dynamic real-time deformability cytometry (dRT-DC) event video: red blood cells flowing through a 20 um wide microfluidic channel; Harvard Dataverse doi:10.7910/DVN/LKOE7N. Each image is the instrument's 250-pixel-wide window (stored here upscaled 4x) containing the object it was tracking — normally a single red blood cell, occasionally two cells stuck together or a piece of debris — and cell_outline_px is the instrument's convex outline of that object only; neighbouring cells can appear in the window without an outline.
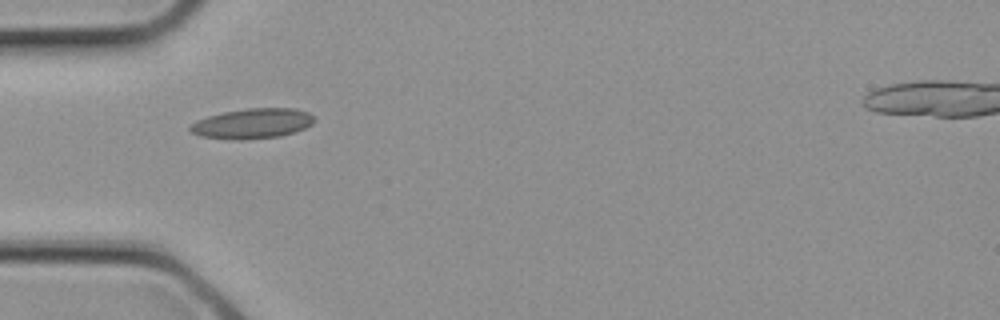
{"species": "common noctule bat (a hibernating species)", "species_latin": "Nyctalus noctula", "temperature_condition": "cold", "stored_images_in_passage": 2, "camera_frame_rate_fps": 3000, "um_per_image_px": 0.085, "animal": {"sex": "female", "body_mass_g": 21.9}, "frame": {"image": 1, "passage_image": 2, "time_ms": 0.333, "image_size_px": [1000, 320], "cell_outline_px": [[316, 120], [312, 124], [296, 132], [280, 136], [240, 140], [232, 140], [200, 136], [192, 132], [188, 128], [196, 120], [208, 116], [224, 112], [248, 108], [296, 108], [308, 112], [316, 116]], "centroid_in_image_um": [21.49, 10.5], "position_along_channel_um": 63.5, "area_um2": 21.96}}